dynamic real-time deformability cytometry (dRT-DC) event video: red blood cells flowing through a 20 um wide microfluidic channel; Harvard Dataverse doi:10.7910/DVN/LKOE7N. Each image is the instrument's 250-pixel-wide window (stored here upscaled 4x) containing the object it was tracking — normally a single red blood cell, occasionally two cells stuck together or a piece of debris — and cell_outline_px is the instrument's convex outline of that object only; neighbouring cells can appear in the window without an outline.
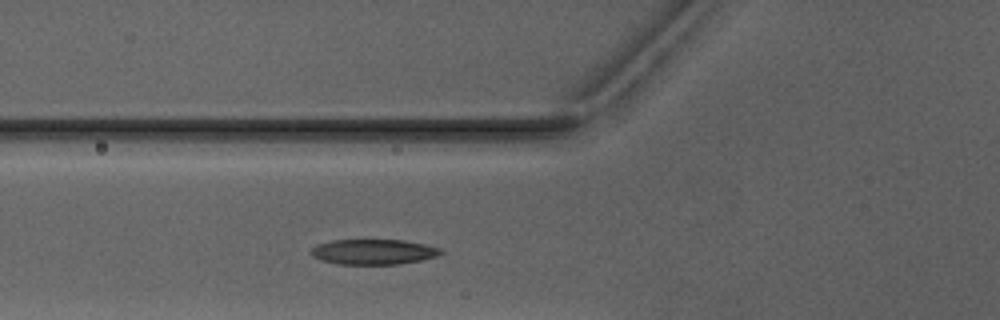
{"species": "Egyptian fruit bat (a non-hibernating species)", "species_latin": "Rousettus aegyptiacus", "temperature_condition": "warm", "stored_images_in_passage": 3, "camera_frame_rate_fps": 3000, "um_per_image_px": 0.085, "animal": {"sex": "male"}, "frame": {"image": 1, "passage_image": 3, "time_ms": 2.333, "image_size_px": [1000, 320], "cell_outline_px": [[444, 252], [436, 256], [420, 260], [400, 264], [340, 264], [320, 260], [312, 256], [308, 252], [316, 244], [332, 240], [404, 240], [424, 244], [440, 248]], "centroid_in_image_um": [31.7, 21.4], "position_along_channel_um": 94.1, "area_um2": 19.13}}